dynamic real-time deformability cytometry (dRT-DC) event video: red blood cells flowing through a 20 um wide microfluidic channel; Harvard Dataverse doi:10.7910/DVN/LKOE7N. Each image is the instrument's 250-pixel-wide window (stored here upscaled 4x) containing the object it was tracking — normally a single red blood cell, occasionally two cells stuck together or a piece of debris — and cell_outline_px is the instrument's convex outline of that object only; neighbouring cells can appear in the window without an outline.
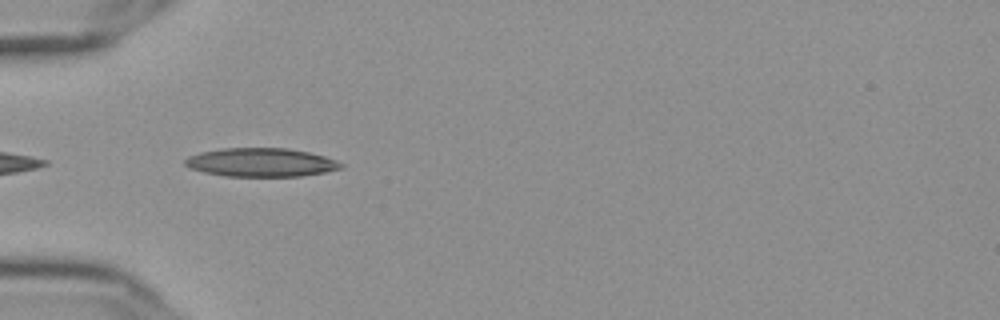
{"species": "Egyptian fruit bat (a non-hibernating species)", "species_latin": "Rousettus aegyptiacus", "temperature_condition": "cold", "stored_images_in_passage": 35, "camera_frame_rate_fps": 3000, "um_per_image_px": 0.085, "frame": {"image": 1, "passage_image": 3, "time_ms": 0.667, "image_size_px": [1000, 320], "cell_outline_px": [[344, 168], [304, 176], [224, 176], [204, 172], [188, 168], [184, 164], [184, 160], [188, 156], [200, 152], [220, 148], [288, 148], [308, 152], [324, 156], [336, 160], [344, 164]], "centroid_in_image_um": [22.17, 13.8], "position_along_channel_um": 62.8, "area_um2": 26.18}}
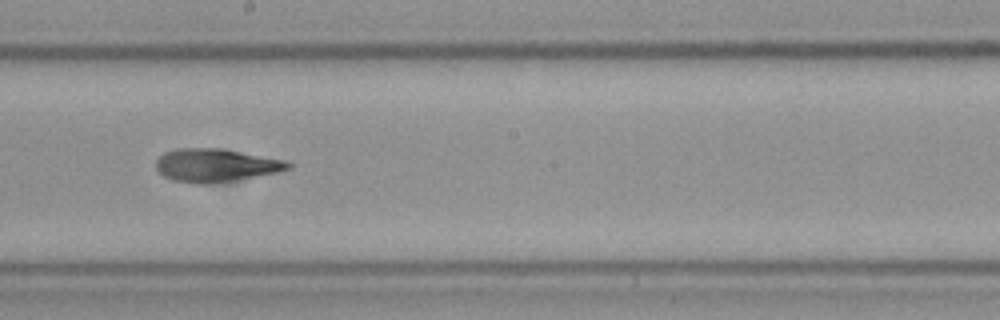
{"frame": {"image": 2, "passage_image": 17, "time_ms": 5.333, "image_size_px": [1000, 320], "cell_outline_px": [[292, 168], [276, 172], [236, 180], [208, 184], [200, 184], [172, 180], [164, 176], [156, 168], [156, 160], [164, 152], [176, 148], [220, 148], [288, 160], [292, 164]], "centroid_in_image_um": [18.35, 14.04], "position_along_channel_um": 229.9, "area_um2": 25.61}}
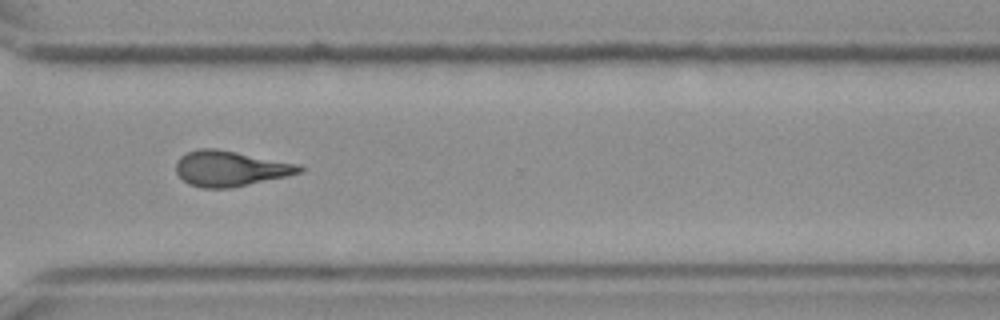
{"frame": {"image": 3, "passage_image": 27, "time_ms": 8.667, "image_size_px": [1000, 320], "cell_outline_px": [[304, 172], [288, 176], [228, 188], [204, 188], [188, 184], [176, 172], [176, 160], [180, 156], [188, 152], [200, 148], [216, 148], [300, 164], [304, 168]], "centroid_in_image_um": [19.59, 14.32], "position_along_channel_um": 351.0, "area_um2": 25.49}, "authors_computed_cell_mechanics": {"area_um2": 24.9696, "velocity_mm_per_s": 3.645, "shape_relaxation_time_tau1_ms": 7.1957, "shape_relaxation_time_tau2_ms": 3.3128, "deformation_change_tau1": 0.1935, "deformation_change_tau2": 0.1303}}